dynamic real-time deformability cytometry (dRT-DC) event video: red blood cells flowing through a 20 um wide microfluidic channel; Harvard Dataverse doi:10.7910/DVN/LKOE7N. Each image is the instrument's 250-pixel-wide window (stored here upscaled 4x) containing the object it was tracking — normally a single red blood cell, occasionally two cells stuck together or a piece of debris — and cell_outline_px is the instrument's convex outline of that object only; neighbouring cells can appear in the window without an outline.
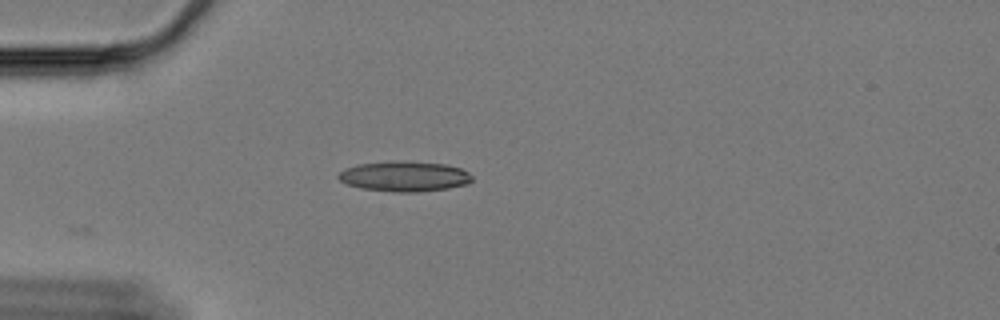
{"species": "Egyptian fruit bat (a non-hibernating species)", "species_latin": "Rousettus aegyptiacus", "temperature_condition": "cold", "stored_images_in_passage": 32, "camera_frame_rate_fps": 3000, "um_per_image_px": 0.085, "animal": {"sex": "female"}, "frame": {"image": 1, "passage_image": 1, "time_ms": 0.0, "image_size_px": [1000, 320], "cell_outline_px": [[472, 180], [468, 184], [448, 188], [416, 192], [396, 192], [360, 188], [348, 184], [340, 180], [336, 176], [344, 168], [356, 164], [392, 160], [404, 160], [444, 164], [460, 168], [468, 172], [472, 176]], "centroid_in_image_um": [34.35, 14.97], "position_along_channel_um": 50.6, "area_um2": 23.81}}
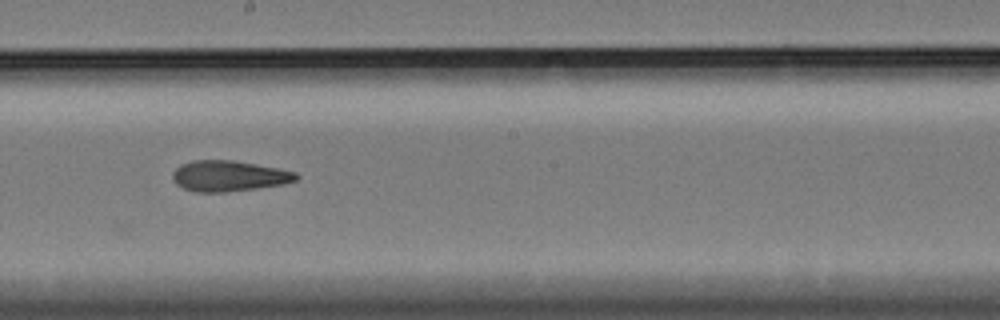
{"frame": {"image": 2, "passage_image": 18, "time_ms": 5.667, "image_size_px": [1000, 320], "cell_outline_px": [[300, 176], [296, 180], [284, 184], [256, 188], [224, 192], [196, 192], [184, 188], [176, 184], [172, 176], [172, 172], [180, 164], [192, 160], [232, 160], [256, 164], [296, 172]], "centroid_in_image_um": [19.43, 14.95], "position_along_channel_um": 228.8, "area_um2": 22.08}}
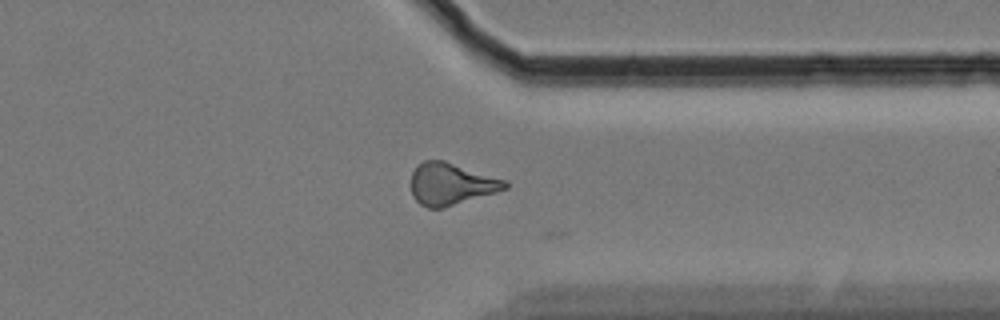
{"frame": {"image": 3, "passage_image": 31, "time_ms": 10.0, "image_size_px": [1000, 320], "cell_outline_px": [[508, 188], [496, 192], [444, 208], [428, 208], [420, 204], [412, 196], [412, 172], [416, 164], [424, 160], [444, 160], [508, 180]], "centroid_in_image_um": [38.35, 15.63], "position_along_channel_um": 373.1, "area_um2": 23.18}, "authors_computed_cell_mechanics": {"area_um2": 21.9929, "velocity_mm_per_s": 3.3543, "shape_relaxation_time_tau1_ms": null, "shape_relaxation_time_tau2_ms": 4.7116, "deformation_change_tau1": null, "deformation_change_tau2": 0.1336}}